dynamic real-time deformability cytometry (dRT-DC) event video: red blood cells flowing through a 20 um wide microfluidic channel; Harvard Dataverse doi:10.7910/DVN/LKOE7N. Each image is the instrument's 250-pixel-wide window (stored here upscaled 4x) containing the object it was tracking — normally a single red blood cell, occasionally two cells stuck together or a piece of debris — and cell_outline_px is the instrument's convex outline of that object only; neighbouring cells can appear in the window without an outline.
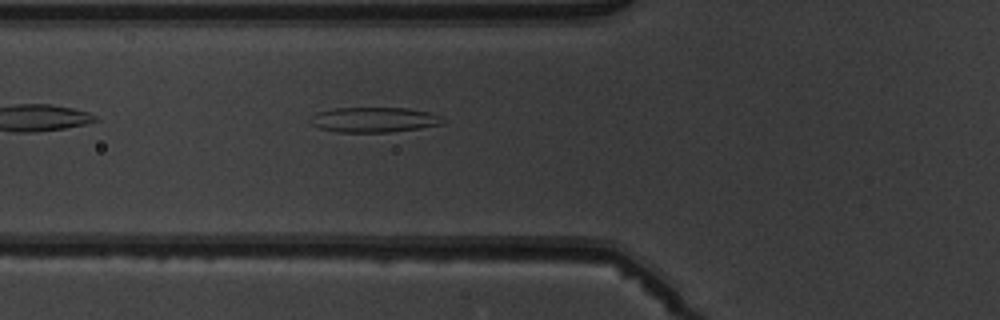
{"species": "common noctule bat (a hibernating species)", "species_latin": "Nyctalus noctula", "temperature_condition": "warm", "stored_images_in_passage": 4, "camera_frame_rate_fps": 3000, "um_per_image_px": 0.085, "animal": {"sex": "male", "body_mass_g": 19.5, "forearm_length_mm": 54.6}, "frame": {"image": 1, "passage_image": 4, "time_ms": 3.333, "image_size_px": [1000, 320], "cell_outline_px": [[444, 124], [420, 128], [388, 132], [336, 132], [320, 128], [312, 124], [308, 120], [316, 112], [336, 108], [408, 108], [432, 112], [440, 116], [444, 120]], "centroid_in_image_um": [31.81, 10.17], "position_along_channel_um": 94.0, "area_um2": 19.48}}